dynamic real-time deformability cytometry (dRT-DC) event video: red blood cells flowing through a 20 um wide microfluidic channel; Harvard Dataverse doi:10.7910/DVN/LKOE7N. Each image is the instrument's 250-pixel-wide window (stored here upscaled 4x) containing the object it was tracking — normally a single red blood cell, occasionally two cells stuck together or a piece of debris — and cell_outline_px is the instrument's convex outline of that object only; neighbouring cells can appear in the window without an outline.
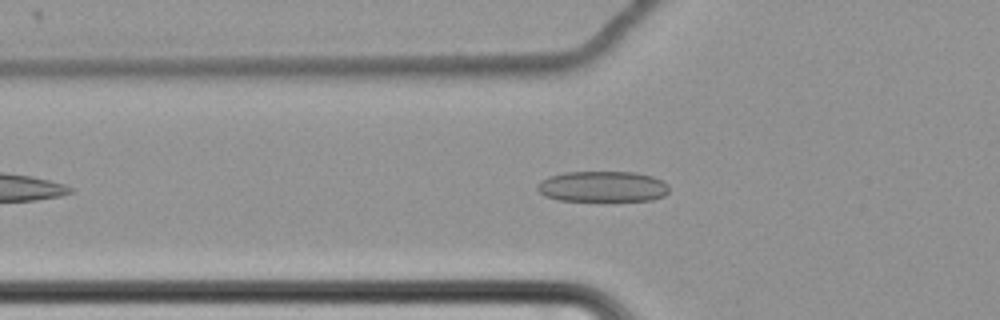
{"species": "common noctule bat (a hibernating species)", "species_latin": "Nyctalus noctula", "temperature_condition": "cold", "stored_images_in_passage": 44, "camera_frame_rate_fps": 3000, "um_per_image_px": 0.085, "animal": {"sex": "female", "body_mass_g": 22.7, "forearm_length_mm": 54.2}, "frame": {"image": 1, "passage_image": 9, "time_ms": 2.667, "image_size_px": [1000, 320], "cell_outline_px": [[668, 192], [664, 196], [652, 200], [560, 200], [544, 196], [536, 188], [548, 176], [564, 172], [636, 172], [652, 176], [668, 184]], "centroid_in_image_um": [51.24, 15.85], "position_along_channel_um": 74.6, "area_um2": 23.41}}
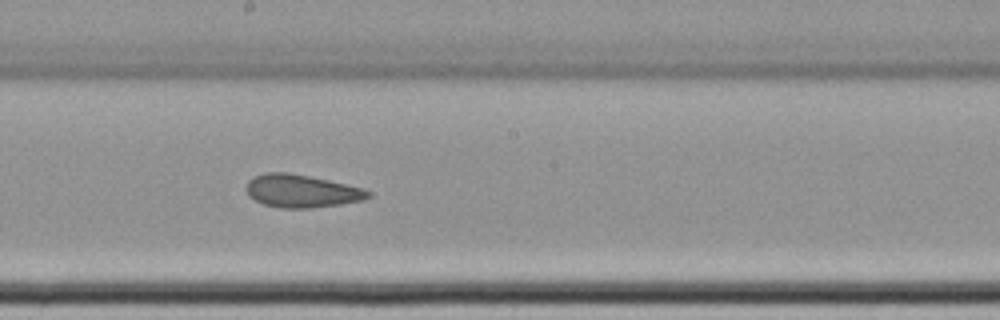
{"frame": {"image": 2, "passage_image": 22, "time_ms": 7.0, "image_size_px": [1000, 320], "cell_outline_px": [[372, 196], [364, 200], [340, 204], [312, 208], [280, 208], [264, 204], [248, 196], [244, 188], [248, 180], [264, 172], [288, 172], [328, 180], [360, 188], [372, 192]], "centroid_in_image_um": [25.6, 16.24], "position_along_channel_um": 222.6, "area_um2": 23.35}}
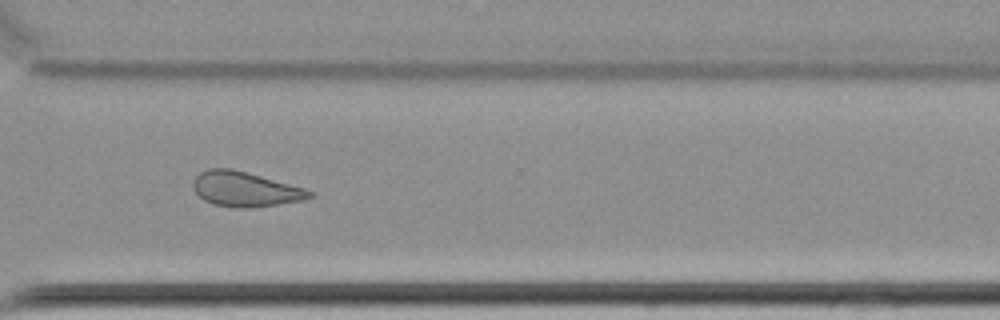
{"frame": {"image": 3, "passage_image": 33, "time_ms": 10.667, "image_size_px": [1000, 320], "cell_outline_px": [[316, 196], [304, 200], [248, 208], [232, 208], [212, 204], [204, 200], [192, 188], [192, 184], [196, 176], [200, 172], [208, 168], [232, 168], [304, 188], [316, 192]], "centroid_in_image_um": [20.84, 16.08], "position_along_channel_um": 349.8, "area_um2": 23.76}}